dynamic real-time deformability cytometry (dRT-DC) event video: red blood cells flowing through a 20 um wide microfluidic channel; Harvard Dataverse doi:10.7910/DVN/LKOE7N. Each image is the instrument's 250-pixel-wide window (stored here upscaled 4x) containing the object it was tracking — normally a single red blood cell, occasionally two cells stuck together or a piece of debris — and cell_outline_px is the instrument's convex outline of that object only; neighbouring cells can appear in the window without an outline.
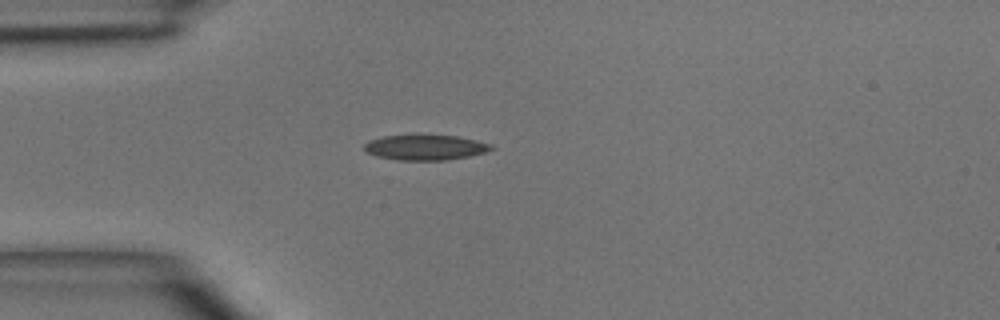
{"species": "common noctule bat (a hibernating species)", "species_latin": "Nyctalus noctula", "temperature_condition": "room temperature", "stored_images_in_passage": 1, "camera_frame_rate_fps": 3000, "um_per_image_px": 0.085, "animal": {"sex": "male", "body_mass_g": 15.6}, "frame": {"image": 1, "passage_image": 1, "time_ms": 0.0, "image_size_px": [1000, 320], "cell_outline_px": [[496, 148], [484, 152], [468, 156], [444, 160], [396, 160], [376, 156], [368, 152], [364, 148], [364, 144], [368, 140], [384, 136], [416, 132], [456, 136], [476, 140], [492, 144]], "centroid_in_image_um": [36.12, 12.48], "position_along_channel_um": 48.9, "area_um2": 19.42}}